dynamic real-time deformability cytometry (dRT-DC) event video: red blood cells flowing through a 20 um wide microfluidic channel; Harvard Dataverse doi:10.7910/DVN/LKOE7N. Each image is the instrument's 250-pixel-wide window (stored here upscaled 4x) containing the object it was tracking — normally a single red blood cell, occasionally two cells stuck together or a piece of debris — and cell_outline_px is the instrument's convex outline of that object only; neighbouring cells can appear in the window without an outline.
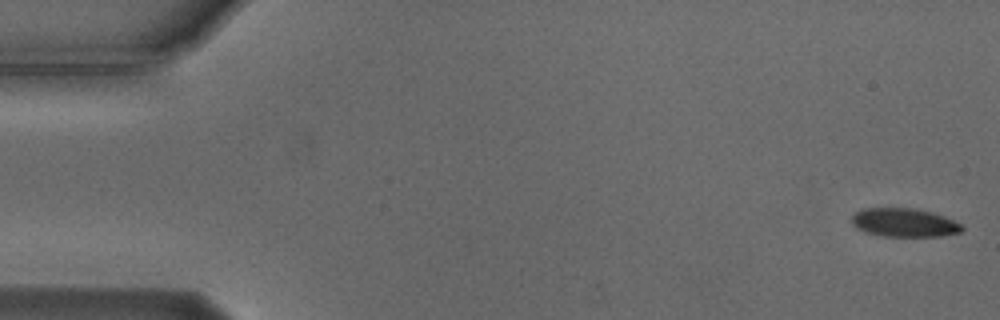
{"species": "Egyptian fruit bat (a non-hibernating species)", "species_latin": "Rousettus aegyptiacus", "temperature_condition": "cold", "stored_images_in_passage": 54, "camera_frame_rate_fps": 3000, "um_per_image_px": 0.085, "animal": {"sex": "male"}, "frame": {"image": 1, "passage_image": 1, "time_ms": 0.0, "image_size_px": [1000, 320], "cell_outline_px": [[964, 228], [960, 232], [940, 236], [880, 236], [864, 232], [856, 228], [852, 224], [852, 216], [856, 212], [864, 208], [912, 208], [944, 216], [960, 224]], "centroid_in_image_um": [76.81, 18.93], "position_along_channel_um": 8.2, "area_um2": 18.21}}
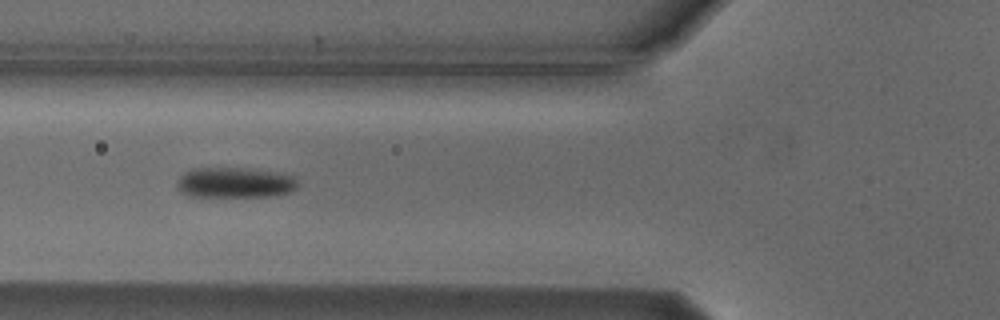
{"frame": {"image": 2, "passage_image": 20, "time_ms": 6.333, "image_size_px": [1000, 320], "cell_outline_px": [[296, 188], [288, 192], [276, 196], [192, 196], [180, 192], [176, 188], [176, 180], [184, 172], [192, 168], [244, 168], [292, 176], [296, 180]], "centroid_in_image_um": [19.86, 15.53], "position_along_channel_um": 105.9, "area_um2": 21.15}}
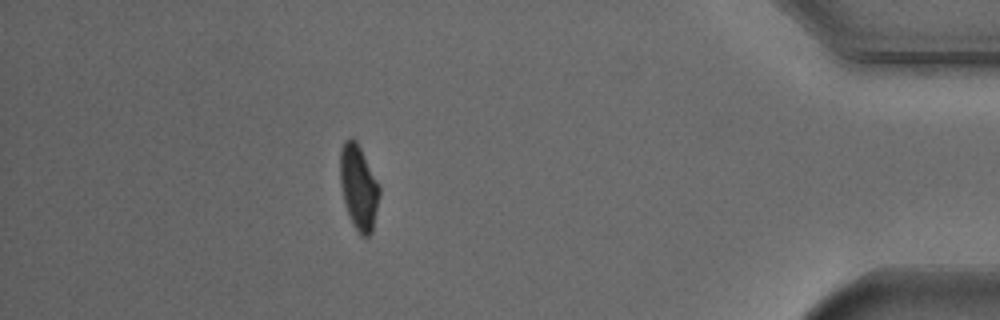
{"frame": {"image": 3, "passage_image": 48, "time_ms": 15.667, "image_size_px": [1000, 320], "cell_outline_px": [[380, 196], [372, 232], [368, 236], [360, 236], [352, 224], [344, 200], [340, 184], [340, 152], [344, 140], [352, 136], [356, 140], [380, 184]], "centroid_in_image_um": [30.5, 15.91], "position_along_channel_um": 404.7, "area_um2": 19.59}, "authors_computed_cell_mechanics": {"area_um2": 20.3167, "velocity_mm_per_s": 3.7458, "shape_relaxation_time_tau1_ms": 2.536, "shape_relaxation_time_tau2_ms": null, "deformation_change_tau1": 0.0918, "deformation_change_tau2": null}}